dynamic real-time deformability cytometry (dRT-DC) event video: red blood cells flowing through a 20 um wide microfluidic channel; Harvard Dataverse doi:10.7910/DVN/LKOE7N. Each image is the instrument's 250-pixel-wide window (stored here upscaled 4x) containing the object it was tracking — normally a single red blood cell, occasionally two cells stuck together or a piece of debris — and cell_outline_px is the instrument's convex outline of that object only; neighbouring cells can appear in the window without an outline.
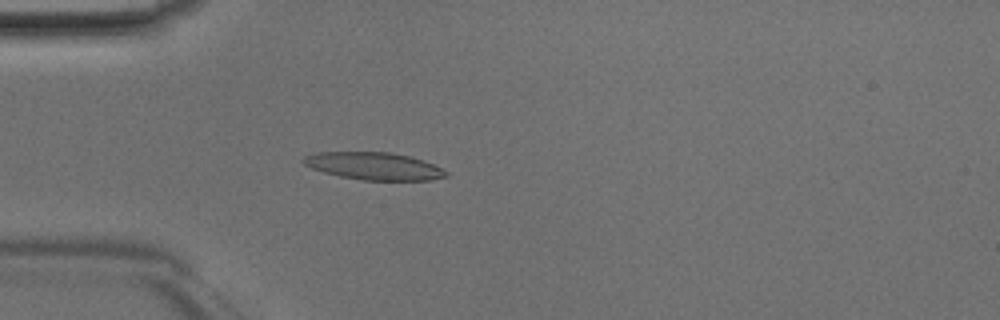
{"species": "Egyptian fruit bat (a non-hibernating species)", "species_latin": "Rousettus aegyptiacus", "temperature_condition": "room temperature", "stored_images_in_passage": 47, "camera_frame_rate_fps": 3000, "um_per_image_px": 0.085, "animal": {"sex": "male"}, "frame": {"image": 1, "passage_image": 14, "time_ms": 4.333, "image_size_px": [1000, 320], "cell_outline_px": [[448, 176], [428, 180], [364, 180], [340, 176], [324, 172], [312, 168], [304, 164], [300, 160], [304, 156], [316, 152], [388, 152], [408, 156], [424, 160], [448, 172]], "centroid_in_image_um": [31.76, 14.11], "position_along_channel_um": 53.2, "area_um2": 22.66}}
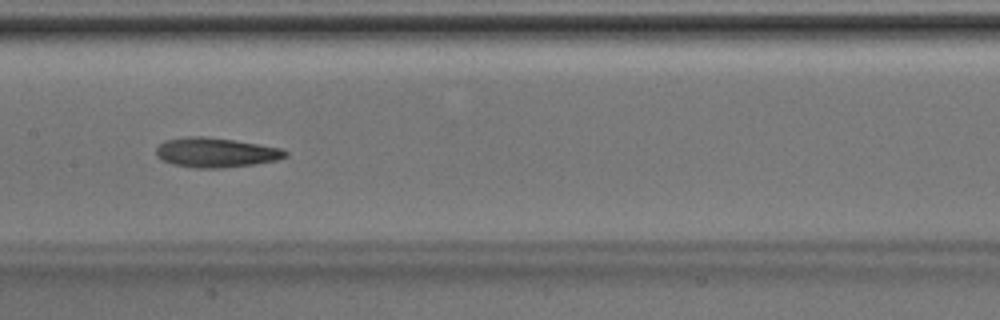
{"frame": {"image": 2, "passage_image": 24, "time_ms": 7.667, "image_size_px": [1000, 320], "cell_outline_px": [[288, 156], [276, 160], [252, 164], [224, 168], [192, 168], [172, 164], [160, 160], [156, 156], [156, 148], [164, 140], [188, 136], [204, 136], [236, 140], [284, 148], [288, 152]], "centroid_in_image_um": [18.33, 12.96], "position_along_channel_um": 189.1, "area_um2": 22.66}}
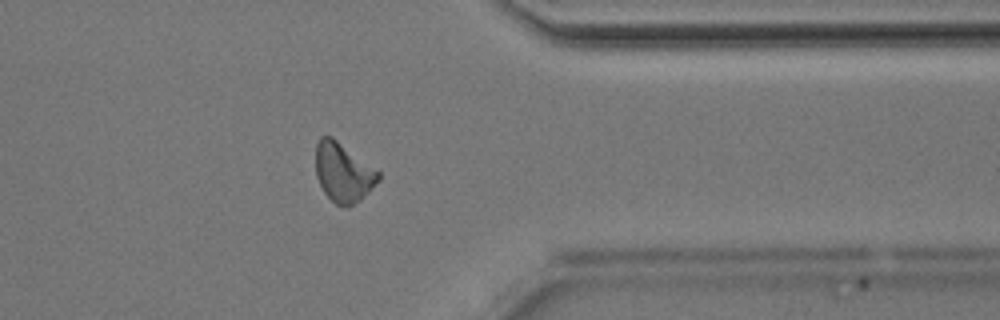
{"frame": {"image": 3, "passage_image": 38, "time_ms": 12.333, "image_size_px": [1000, 320], "cell_outline_px": [[380, 180], [360, 200], [348, 208], [336, 204], [324, 192], [316, 176], [316, 144], [320, 136], [332, 136], [380, 172]], "centroid_in_image_um": [29.17, 14.66], "position_along_channel_um": 382.2, "area_um2": 21.56}}